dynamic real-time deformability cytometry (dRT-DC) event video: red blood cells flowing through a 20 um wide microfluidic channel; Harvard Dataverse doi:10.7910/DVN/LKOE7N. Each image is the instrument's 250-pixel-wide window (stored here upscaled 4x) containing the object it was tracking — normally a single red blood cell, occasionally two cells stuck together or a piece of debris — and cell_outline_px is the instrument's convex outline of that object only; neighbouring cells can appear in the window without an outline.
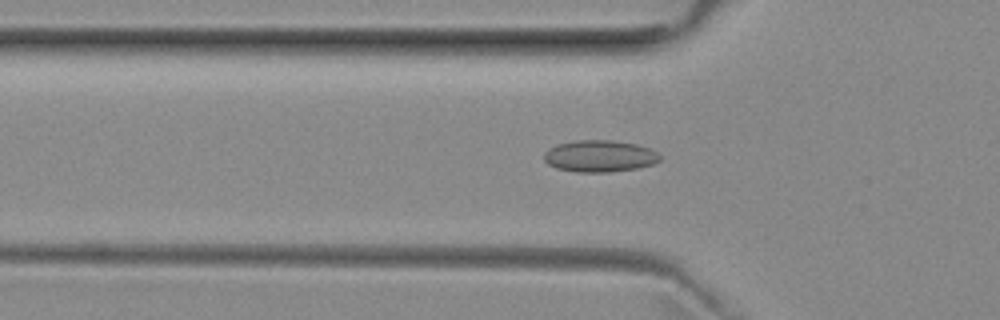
{"species": "common noctule bat (a hibernating species)", "species_latin": "Nyctalus noctula", "temperature_condition": "room temperature", "stored_images_in_passage": 45, "camera_frame_rate_fps": 3000, "um_per_image_px": 0.085, "animal": {"sex": "female", "body_mass_g": 29.2, "forearm_length_mm": 56.3}, "frame": {"image": 1, "passage_image": 10, "time_ms": 3.0, "image_size_px": [1000, 320], "cell_outline_px": [[660, 160], [652, 164], [640, 168], [608, 172], [576, 172], [556, 168], [548, 164], [544, 160], [544, 152], [548, 148], [556, 144], [576, 140], [612, 140], [636, 144], [648, 148], [656, 152], [660, 156]], "centroid_in_image_um": [50.94, 13.27], "position_along_channel_um": 74.9, "area_um2": 21.56}}
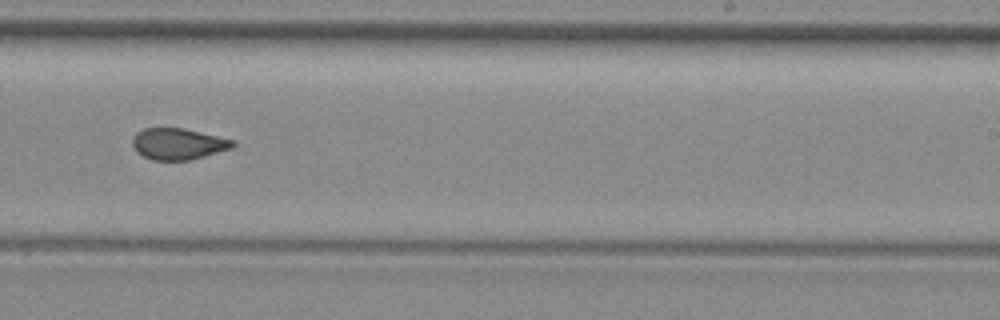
{"frame": {"image": 2, "passage_image": 25, "time_ms": 8.0, "image_size_px": [1000, 320], "cell_outline_px": [[236, 144], [232, 148], [192, 160], [152, 160], [136, 152], [132, 144], [132, 136], [136, 132], [144, 128], [184, 128], [236, 140]], "centroid_in_image_um": [15.15, 12.23], "position_along_channel_um": 273.9, "area_um2": 18.55}}
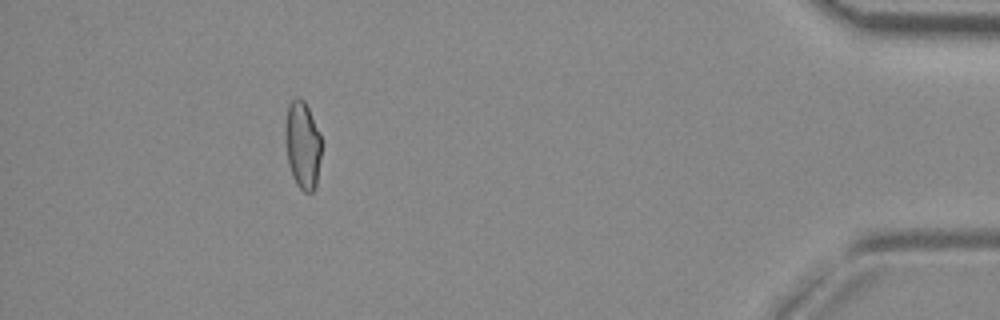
{"frame": {"image": 3, "passage_image": 40, "time_ms": 13.0, "image_size_px": [1000, 320], "cell_outline_px": [[320, 156], [316, 184], [312, 192], [304, 192], [296, 184], [292, 176], [288, 164], [284, 136], [284, 128], [288, 104], [296, 96], [304, 100], [308, 108], [320, 136]], "centroid_in_image_um": [25.67, 12.31], "position_along_channel_um": 409.5, "area_um2": 18.38}, "authors_computed_cell_mechanics": {"area_um2": 19.074, "velocity_mm_per_s": 3.9754, "shape_relaxation_time_tau1_ms": null, "shape_relaxation_time_tau2_ms": 1.6875, "deformation_change_tau1": null, "deformation_change_tau2": 0.0754}}